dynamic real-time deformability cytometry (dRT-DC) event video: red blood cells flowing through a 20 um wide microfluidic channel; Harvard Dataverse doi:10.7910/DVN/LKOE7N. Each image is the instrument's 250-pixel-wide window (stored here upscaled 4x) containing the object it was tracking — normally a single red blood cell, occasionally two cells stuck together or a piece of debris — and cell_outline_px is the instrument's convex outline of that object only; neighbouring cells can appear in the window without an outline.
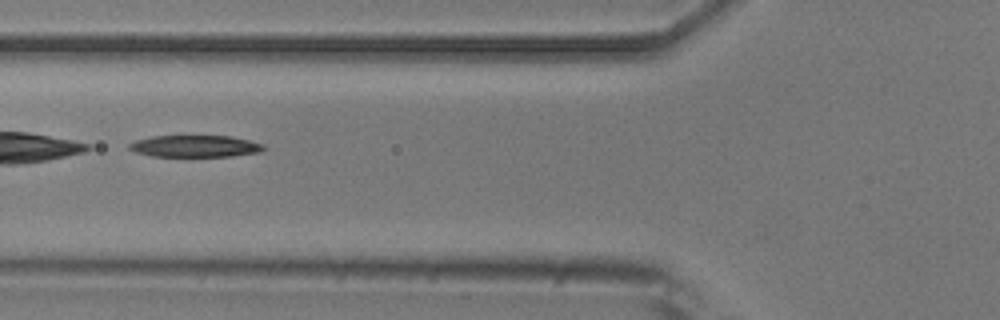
{"species": "common noctule bat (a hibernating species)", "species_latin": "Nyctalus noctula", "temperature_condition": "room temperature", "stored_images_in_passage": 9, "camera_frame_rate_fps": 3000, "um_per_image_px": 0.085, "animal": {"sex": "male", "body_mass_g": 20.5, "forearm_length_mm": 52.5}, "frame": {"image": 1, "passage_image": 6, "time_ms": 6.0, "image_size_px": [1000, 320], "cell_outline_px": [[264, 148], [260, 152], [232, 156], [152, 156], [136, 152], [128, 148], [128, 144], [136, 140], [152, 136], [232, 136], [264, 144]], "centroid_in_image_um": [16.58, 12.42], "position_along_channel_um": 109.2, "area_um2": 16.99}}
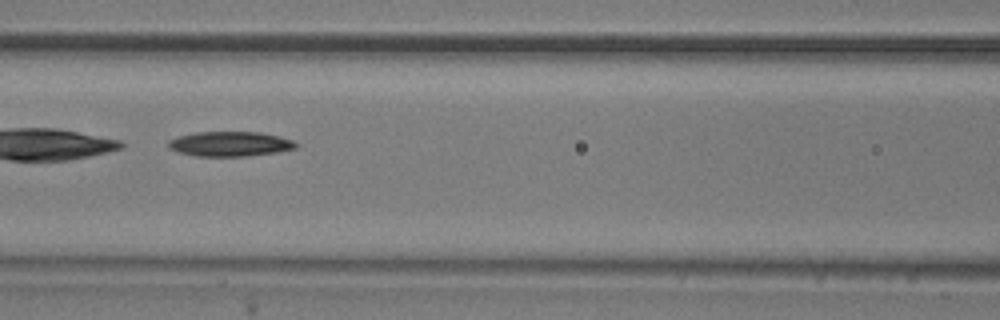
{"frame": {"image": 2, "passage_image": 7, "time_ms": 7.0, "image_size_px": [1000, 320], "cell_outline_px": [[300, 144], [296, 148], [276, 152], [248, 156], [196, 156], [180, 152], [168, 148], [168, 140], [180, 136], [196, 132], [260, 132], [280, 136], [292, 140]], "centroid_in_image_um": [19.58, 12.23], "position_along_channel_um": 147.0, "area_um2": 18.44}}
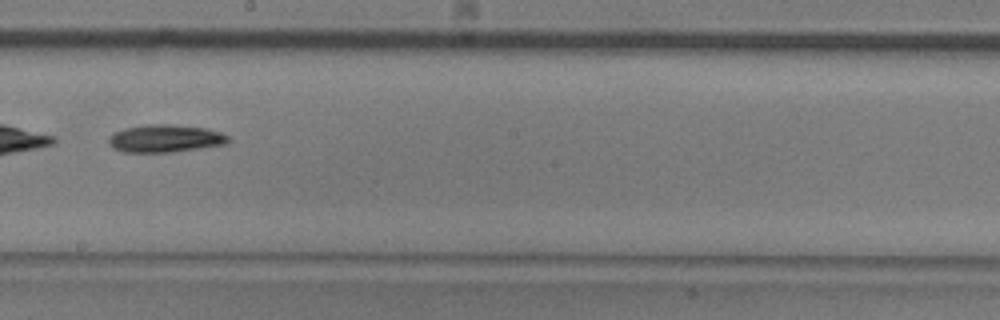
{"frame": {"image": 3, "passage_image": 9, "time_ms": 9.333, "image_size_px": [1000, 320], "cell_outline_px": [[228, 140], [224, 144], [200, 148], [172, 152], [124, 152], [112, 148], [108, 144], [108, 136], [124, 128], [144, 124], [168, 124], [208, 128], [220, 132], [228, 136]], "centroid_in_image_um": [13.99, 11.76], "position_along_channel_um": 234.2, "area_um2": 19.31}}